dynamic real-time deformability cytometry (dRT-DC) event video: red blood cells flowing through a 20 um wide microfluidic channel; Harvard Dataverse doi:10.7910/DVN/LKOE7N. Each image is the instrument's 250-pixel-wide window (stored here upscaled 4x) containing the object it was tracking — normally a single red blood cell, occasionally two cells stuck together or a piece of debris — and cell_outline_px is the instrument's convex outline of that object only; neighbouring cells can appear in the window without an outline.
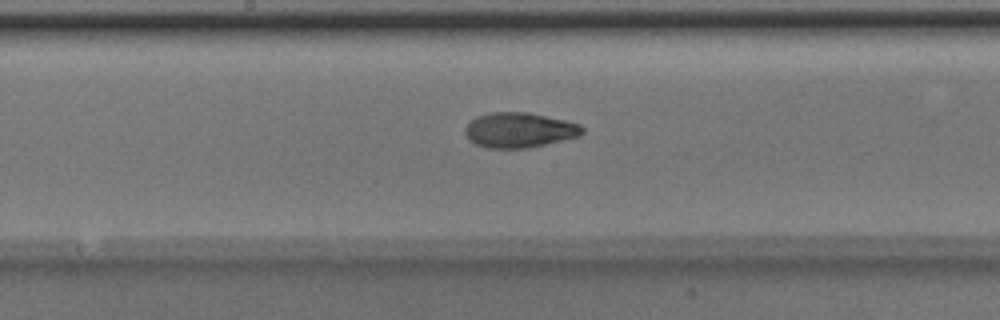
{"species": "Egyptian fruit bat (a non-hibernating species)", "species_latin": "Rousettus aegyptiacus", "temperature_condition": "room temperature", "stored_images_in_passage": 31, "camera_frame_rate_fps": 3000, "um_per_image_px": 0.085, "animal": {"sex": "male"}, "frame": {"image": 1, "passage_image": 17, "time_ms": 5.333, "image_size_px": [1000, 320], "cell_outline_px": [[584, 132], [580, 136], [528, 148], [488, 148], [476, 144], [468, 140], [464, 132], [464, 128], [476, 116], [488, 112], [528, 112], [564, 120], [580, 124], [584, 128]], "centroid_in_image_um": [44.12, 11.05], "position_along_channel_um": 204.1, "area_um2": 24.04}}
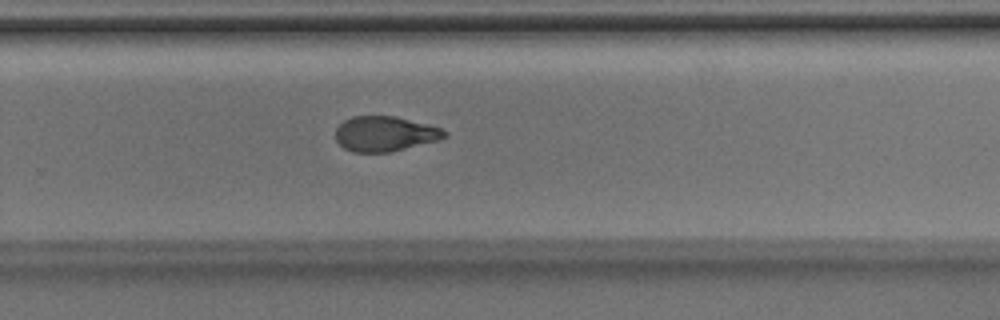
{"frame": {"image": 2, "passage_image": 24, "time_ms": 7.667, "image_size_px": [1000, 320], "cell_outline_px": [[448, 136], [440, 140], [388, 152], [352, 152], [344, 148], [336, 140], [336, 128], [344, 120], [352, 116], [396, 116], [428, 124], [440, 128], [448, 132]], "centroid_in_image_um": [32.73, 11.37], "position_along_channel_um": 297.1, "area_um2": 22.31}}
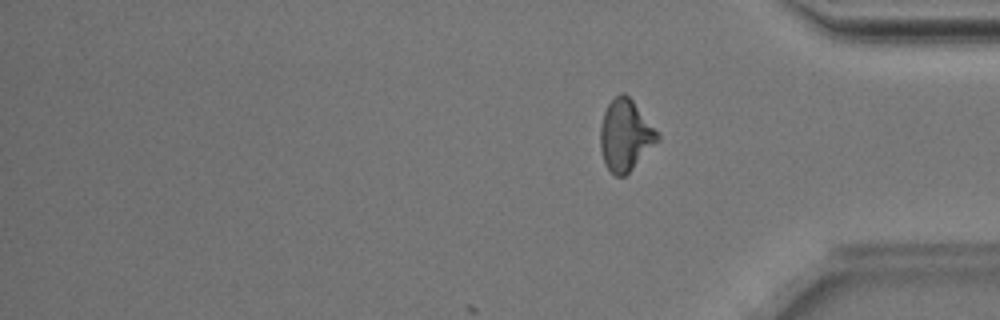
{"frame": {"image": 3, "passage_image": 31, "time_ms": 10.0, "image_size_px": [1000, 320], "cell_outline_px": [[660, 140], [624, 176], [616, 176], [604, 164], [600, 148], [600, 128], [604, 112], [608, 104], [620, 92], [624, 92], [632, 100], [660, 136]], "centroid_in_image_um": [53.13, 11.5], "position_along_channel_um": 382.1, "area_um2": 23.35}, "authors_computed_cell_mechanics": {"area_um2": 23.3512, "velocity_mm_per_s": 4.0183, "shape_relaxation_time_tau1_ms": 5.0886, "shape_relaxation_time_tau2_ms": 2.1949, "deformation_change_tau1": 0.1582, "deformation_change_tau2": 0.0835}}